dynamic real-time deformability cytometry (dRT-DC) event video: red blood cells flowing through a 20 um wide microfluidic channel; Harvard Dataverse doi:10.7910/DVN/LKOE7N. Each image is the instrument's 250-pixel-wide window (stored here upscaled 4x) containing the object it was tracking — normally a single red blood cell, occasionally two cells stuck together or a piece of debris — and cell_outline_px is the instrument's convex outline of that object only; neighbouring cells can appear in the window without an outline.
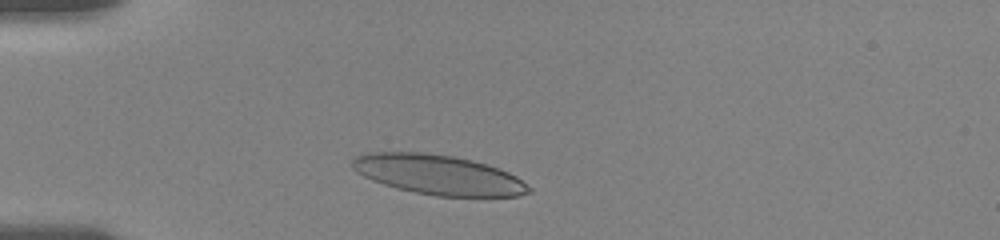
{"species": "human", "species_latin": "Homo sapiens", "temperature_condition": "room temperature", "stored_images_in_passage": 37, "camera_frame_rate_fps": 3000, "um_per_image_px": 0.085, "donor": {"sex": "female"}, "frame": {"image": 1, "passage_image": 5, "time_ms": 1.333, "image_size_px": [1000, 240], "cell_outline_px": [[532, 192], [516, 196], [436, 196], [396, 188], [372, 180], [356, 172], [352, 168], [352, 160], [356, 156], [368, 152], [420, 152], [452, 156], [472, 160], [488, 164], [508, 172], [516, 176], [532, 188]], "centroid_in_image_um": [37.26, 14.85], "position_along_channel_um": 47.7, "area_um2": 40.81}}
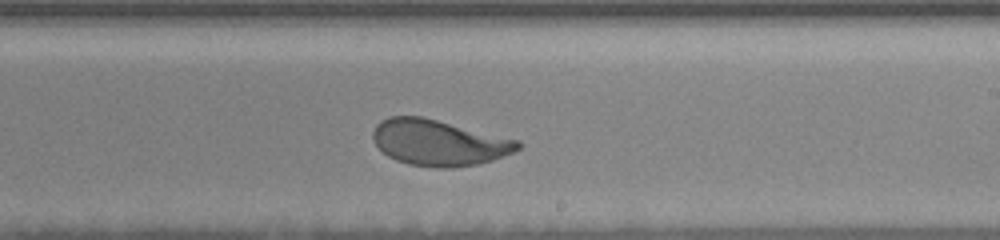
{"frame": {"image": 2, "passage_image": 24, "time_ms": 7.667, "image_size_px": [1000, 240], "cell_outline_px": [[524, 144], [516, 152], [492, 160], [476, 164], [452, 168], [436, 168], [408, 164], [396, 160], [388, 156], [372, 140], [372, 132], [376, 124], [380, 120], [392, 116], [420, 116], [520, 140]], "centroid_in_image_um": [37.32, 12.13], "position_along_channel_um": 251.7, "area_um2": 38.9}}
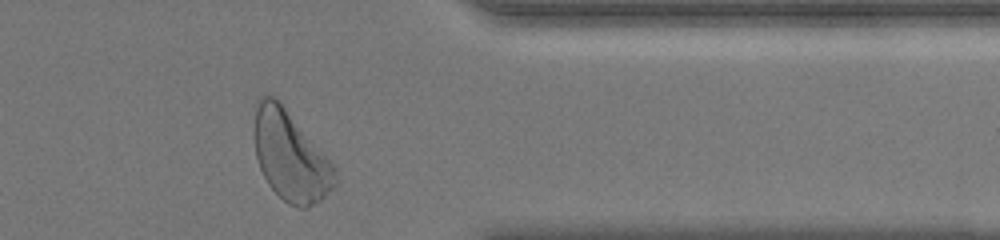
{"frame": {"image": 3, "passage_image": 36, "time_ms": 11.667, "image_size_px": [1000, 240], "cell_outline_px": [[336, 184], [320, 200], [308, 208], [300, 208], [288, 204], [268, 184], [260, 168], [256, 156], [256, 108], [260, 96], [276, 96], [332, 164], [336, 172]], "centroid_in_image_um": [24.69, 13.29], "position_along_channel_um": 386.7, "area_um2": 41.15}, "authors_computed_cell_mechanics": {"area_um2": 39.2462, "velocity_mm_per_s": 3.5912, "shape_relaxation_time_tau1_ms": 5.3526, "shape_relaxation_time_tau2_ms": 0.7728, "deformation_change_tau1": 0.1869, "deformation_change_tau2": 0.0732}}